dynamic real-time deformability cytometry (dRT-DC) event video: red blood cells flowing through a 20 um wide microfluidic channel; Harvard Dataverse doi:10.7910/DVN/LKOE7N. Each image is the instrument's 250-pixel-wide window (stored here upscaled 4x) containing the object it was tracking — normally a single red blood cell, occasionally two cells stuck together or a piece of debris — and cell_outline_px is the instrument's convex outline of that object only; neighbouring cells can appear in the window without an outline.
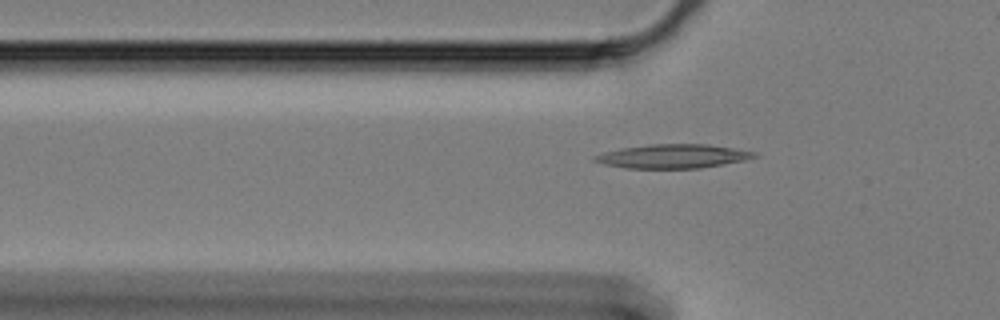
{"species": "Egyptian fruit bat (a non-hibernating species)", "species_latin": "Rousettus aegyptiacus", "temperature_condition": "cold", "stored_images_in_passage": 41, "camera_frame_rate_fps": 3000, "um_per_image_px": 0.085, "animal": {"sex": "female"}, "frame": {"image": 1, "passage_image": 6, "time_ms": 1.667, "image_size_px": [1000, 320], "cell_outline_px": [[760, 156], [744, 160], [700, 168], [624, 168], [604, 164], [592, 160], [592, 156], [604, 152], [620, 148], [648, 144], [708, 144], [756, 152]], "centroid_in_image_um": [57.17, 13.27], "position_along_channel_um": 68.6, "area_um2": 22.25}}
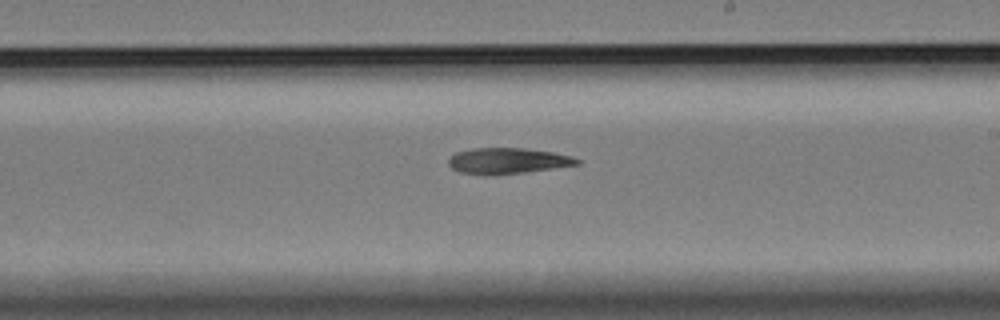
{"frame": {"image": 2, "passage_image": 22, "time_ms": 7.0, "image_size_px": [1000, 320], "cell_outline_px": [[580, 164], [524, 172], [460, 172], [452, 168], [448, 164], [448, 160], [456, 152], [472, 148], [524, 148], [552, 152], [572, 156], [580, 160]], "centroid_in_image_um": [43.19, 13.62], "position_along_channel_um": 245.8, "area_um2": 18.44}}
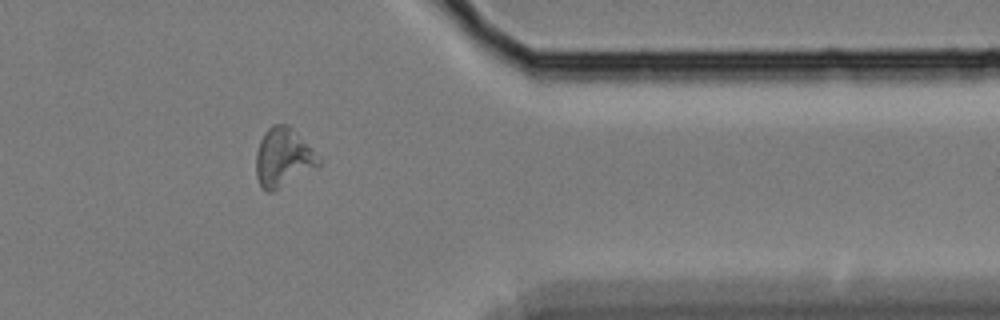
{"frame": {"image": 3, "passage_image": 36, "time_ms": 11.667, "image_size_px": [1000, 320], "cell_outline_px": [[324, 164], [272, 192], [268, 192], [260, 188], [256, 176], [256, 152], [260, 140], [264, 132], [272, 124], [288, 124], [324, 160]], "centroid_in_image_um": [24.1, 13.4], "position_along_channel_um": 387.3, "area_um2": 21.85}}